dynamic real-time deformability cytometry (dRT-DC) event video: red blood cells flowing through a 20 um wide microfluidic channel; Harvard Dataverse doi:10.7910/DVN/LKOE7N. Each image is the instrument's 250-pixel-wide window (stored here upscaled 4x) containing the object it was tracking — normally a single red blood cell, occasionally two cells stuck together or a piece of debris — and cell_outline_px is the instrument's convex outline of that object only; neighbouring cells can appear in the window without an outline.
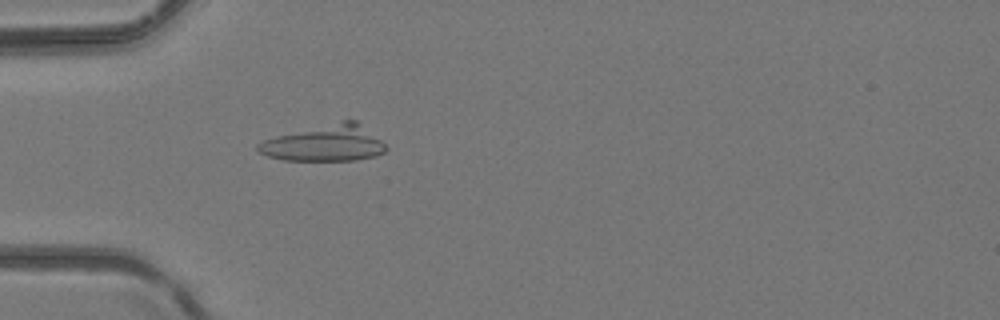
{"species": "common noctule bat (a hibernating species)", "species_latin": "Nyctalus noctula", "temperature_condition": "room temperature", "stored_images_in_passage": 5, "camera_frame_rate_fps": 3000, "um_per_image_px": 0.085, "animal": {"sex": "female", "body_mass_g": 24.6, "forearm_length_mm": 56.2}, "frame": {"image": 1, "passage_image": 5, "time_ms": 1.333, "image_size_px": [1000, 320], "cell_outline_px": [[388, 148], [384, 152], [376, 156], [356, 160], [284, 160], [268, 156], [256, 152], [256, 144], [264, 140], [276, 136], [344, 120], [356, 120], [380, 140]], "centroid_in_image_um": [27.59, 12.19], "position_along_channel_um": 57.4, "area_um2": 26.59}}